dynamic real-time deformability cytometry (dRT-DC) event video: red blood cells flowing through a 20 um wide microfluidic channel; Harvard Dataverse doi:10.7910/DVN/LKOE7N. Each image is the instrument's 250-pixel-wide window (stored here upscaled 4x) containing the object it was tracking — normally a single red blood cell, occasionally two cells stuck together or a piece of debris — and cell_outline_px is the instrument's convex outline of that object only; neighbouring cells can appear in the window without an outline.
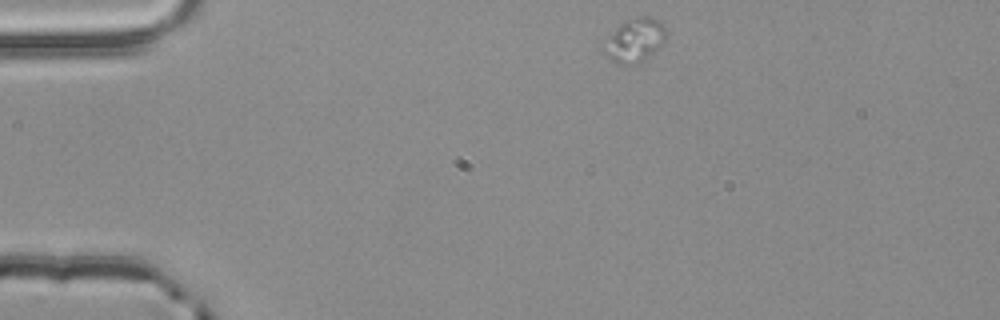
{"species": "common noctule bat (a hibernating species)", "species_latin": "Nyctalus noctula", "temperature_condition": "room temperature", "stored_images_in_passage": 10, "camera_frame_rate_fps": 3000, "um_per_image_px": 0.085, "animal": {"sex": "male", "body_mass_g": 20.4}, "frame": {"image": 1, "passage_image": 1, "time_ms": 0.0, "image_size_px": [1000, 320], "cell_outline_px": [[668, 32], [664, 44], [640, 64], [620, 64], [612, 60], [600, 52], [600, 48], [608, 36], [624, 20], [640, 16], [648, 16], [656, 20]], "centroid_in_image_um": [53.92, 3.45], "position_along_channel_um": 31.1, "area_um2": 16.18}}